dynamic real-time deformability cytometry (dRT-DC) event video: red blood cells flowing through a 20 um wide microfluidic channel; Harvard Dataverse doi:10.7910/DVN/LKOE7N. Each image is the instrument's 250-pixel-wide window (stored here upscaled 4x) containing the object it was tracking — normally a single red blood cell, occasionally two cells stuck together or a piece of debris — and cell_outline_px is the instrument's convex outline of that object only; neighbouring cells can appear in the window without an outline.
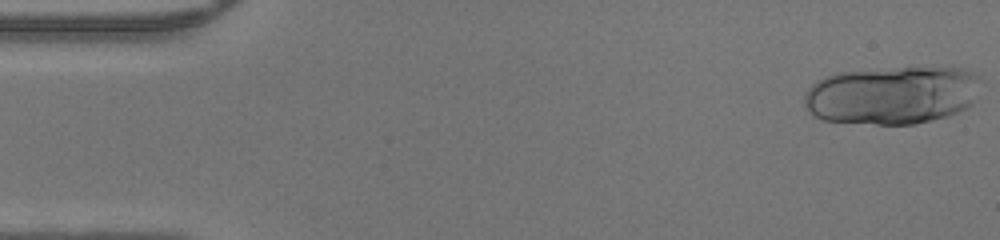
{"species": "human", "species_latin": "Homo sapiens", "temperature_condition": "warm", "stored_images_in_passage": 46, "segment_of_instrument_passage": [1, 2], "camera_frame_rate_fps": 3000, "um_per_image_px": 0.085, "donor": {"sex": "male"}, "frame": {"image": 1, "passage_image": 1, "time_ms": 0.0, "image_size_px": [1000, 240], "cell_outline_px": [[980, 80], [976, 100], [968, 108], [948, 116], [916, 124], [876, 124], [824, 120], [816, 116], [804, 104], [804, 96], [808, 88], [812, 84], [828, 76], [840, 72], [900, 68], [960, 68], [972, 72], [980, 76]], "centroid_in_image_um": [75.89, 8.1], "position_along_channel_um": 9.1, "area_um2": 59.59}}